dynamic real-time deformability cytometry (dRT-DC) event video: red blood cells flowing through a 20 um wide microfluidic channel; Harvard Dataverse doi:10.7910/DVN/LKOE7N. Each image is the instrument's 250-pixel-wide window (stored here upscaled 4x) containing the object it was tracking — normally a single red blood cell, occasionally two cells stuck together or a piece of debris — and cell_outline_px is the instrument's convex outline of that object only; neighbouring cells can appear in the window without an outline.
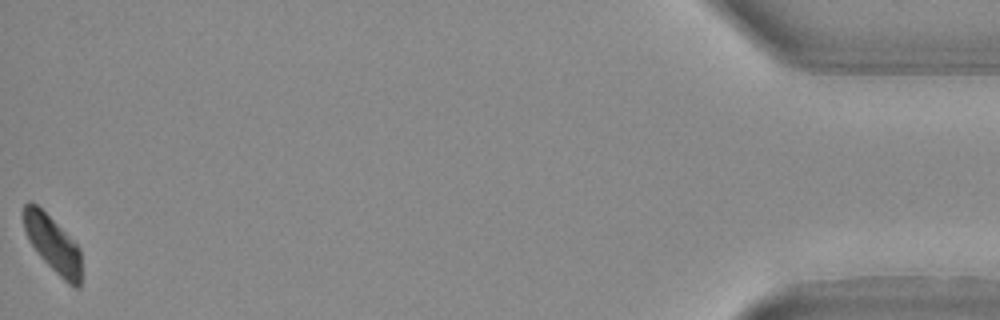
{"species": "Egyptian fruit bat (a non-hibernating species)", "species_latin": "Rousettus aegyptiacus", "temperature_condition": "warm", "stored_images_in_passage": 29, "camera_frame_rate_fps": 3000, "um_per_image_px": 0.085, "animal": {"sex": "female"}, "frame": {"image": 1, "passage_image": 29, "time_ms": 9.333, "image_size_px": [1000, 320], "cell_outline_px": [[80, 288], [76, 288], [68, 284], [36, 252], [28, 240], [24, 228], [24, 204], [28, 200], [32, 200], [80, 248]], "centroid_in_image_um": [4.46, 20.75], "position_along_channel_um": 430.7, "area_um2": 18.5}}